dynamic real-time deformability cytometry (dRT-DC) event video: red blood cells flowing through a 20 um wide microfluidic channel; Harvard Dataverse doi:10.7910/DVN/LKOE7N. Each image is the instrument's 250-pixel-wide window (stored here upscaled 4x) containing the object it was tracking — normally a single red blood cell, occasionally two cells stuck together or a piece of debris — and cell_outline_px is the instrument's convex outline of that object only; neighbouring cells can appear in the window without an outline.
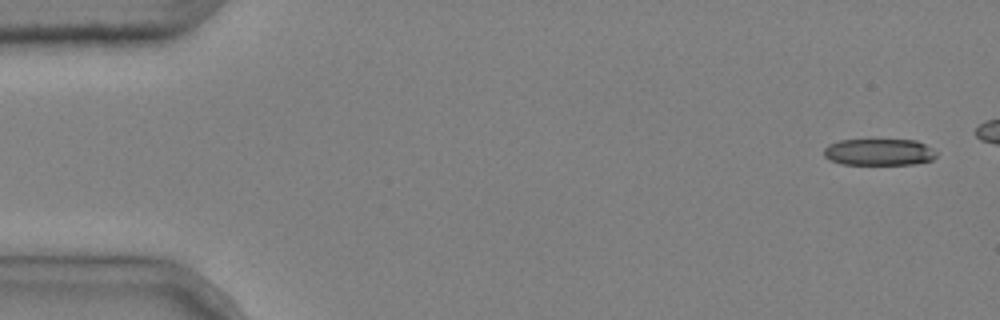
{"species": "common noctule bat (a hibernating species)", "species_latin": "Nyctalus noctula", "temperature_condition": "cold", "stored_images_in_passage": 7, "camera_frame_rate_fps": 3000, "um_per_image_px": 0.085, "animal": {"sex": "male", "body_mass_g": 20.4}, "frame": {"image": 1, "passage_image": 1, "time_ms": 0.0, "image_size_px": [1000, 320], "cell_outline_px": [[936, 156], [932, 160], [912, 164], [840, 164], [824, 156], [824, 148], [828, 144], [840, 140], [916, 140], [932, 148], [936, 152]], "centroid_in_image_um": [74.71, 12.92], "position_along_channel_um": 10.3, "area_um2": 17.4}}